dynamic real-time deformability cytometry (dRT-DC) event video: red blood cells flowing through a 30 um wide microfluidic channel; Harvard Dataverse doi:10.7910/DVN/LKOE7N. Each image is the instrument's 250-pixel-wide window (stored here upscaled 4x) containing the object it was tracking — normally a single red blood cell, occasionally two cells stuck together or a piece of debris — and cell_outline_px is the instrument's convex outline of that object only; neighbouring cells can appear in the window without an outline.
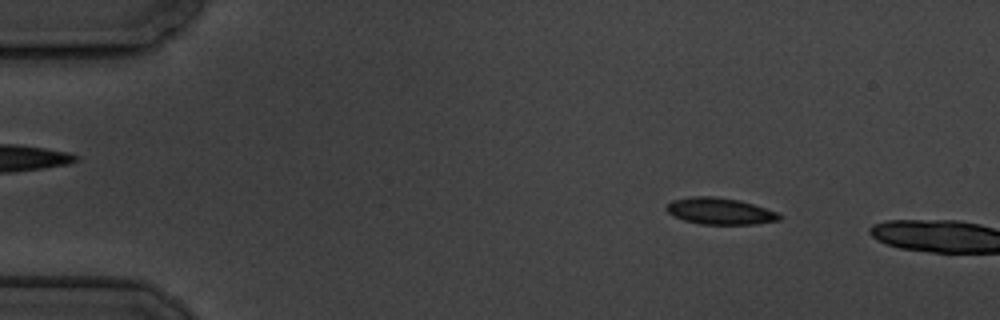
{"species": "common noctule bat (a hibernating species)", "species_latin": "Nyctalus noctula", "temperature_condition": "cold", "stored_images_in_passage": 3, "camera_frame_rate_fps": 3000, "um_per_image_px": 0.085, "animal": {"sex": "male", "body_mass_g": 19.5, "forearm_length_mm": 54.6}, "frame": {"image": 1, "passage_image": 2, "time_ms": 1.333, "image_size_px": [1000, 320], "cell_outline_px": [[780, 220], [756, 224], [700, 224], [684, 220], [668, 212], [664, 208], [672, 200], [692, 196], [716, 196], [740, 200], [776, 212], [780, 216]], "centroid_in_image_um": [61.17, 17.94], "position_along_channel_um": 23.8, "area_um2": 17.34}}